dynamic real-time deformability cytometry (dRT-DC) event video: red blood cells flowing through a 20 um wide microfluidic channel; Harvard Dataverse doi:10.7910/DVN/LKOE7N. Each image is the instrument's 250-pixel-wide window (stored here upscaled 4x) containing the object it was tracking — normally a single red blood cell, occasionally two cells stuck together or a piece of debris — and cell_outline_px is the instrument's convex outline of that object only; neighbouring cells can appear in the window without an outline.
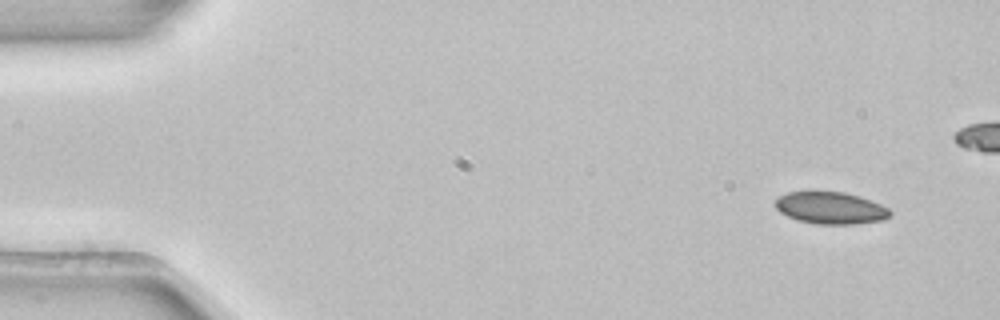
{"species": "common noctule bat (a hibernating species)", "species_latin": "Nyctalus noctula", "temperature_condition": "room temperature", "stored_images_in_passage": 5, "camera_frame_rate_fps": 3000, "um_per_image_px": 0.085, "animal": {"sex": "female", "body_mass_g": 22.7, "forearm_length_mm": 54.2}, "frame": {"image": 1, "passage_image": 1, "time_ms": 0.0, "image_size_px": [1000, 320], "cell_outline_px": [[892, 212], [884, 220], [856, 224], [816, 224], [800, 220], [788, 216], [780, 212], [776, 208], [776, 200], [780, 196], [788, 192], [844, 192], [860, 196], [880, 204], [888, 208]], "centroid_in_image_um": [70.63, 17.68], "position_along_channel_um": 14.4, "area_um2": 21.21}}
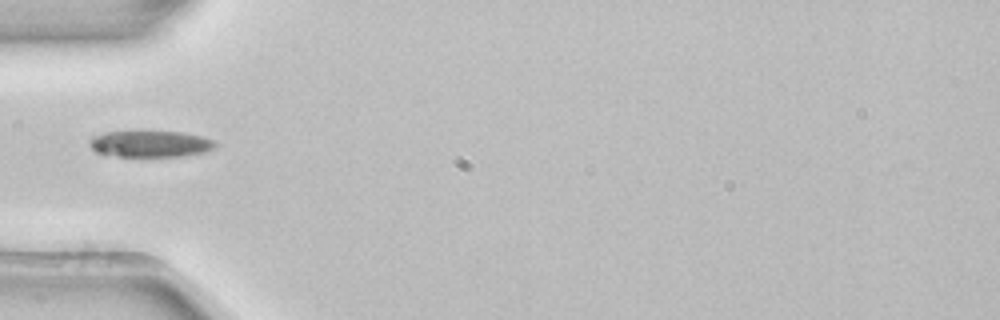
{"frame": {"image": 2, "passage_image": 5, "time_ms": 1.333, "image_size_px": [1000, 320], "cell_outline_px": [[216, 148], [204, 152], [180, 156], [116, 156], [96, 152], [88, 144], [88, 140], [92, 136], [104, 132], [136, 128], [184, 132], [216, 140]], "centroid_in_image_um": [12.73, 12.16], "position_along_channel_um": 72.3, "area_um2": 20.46}}